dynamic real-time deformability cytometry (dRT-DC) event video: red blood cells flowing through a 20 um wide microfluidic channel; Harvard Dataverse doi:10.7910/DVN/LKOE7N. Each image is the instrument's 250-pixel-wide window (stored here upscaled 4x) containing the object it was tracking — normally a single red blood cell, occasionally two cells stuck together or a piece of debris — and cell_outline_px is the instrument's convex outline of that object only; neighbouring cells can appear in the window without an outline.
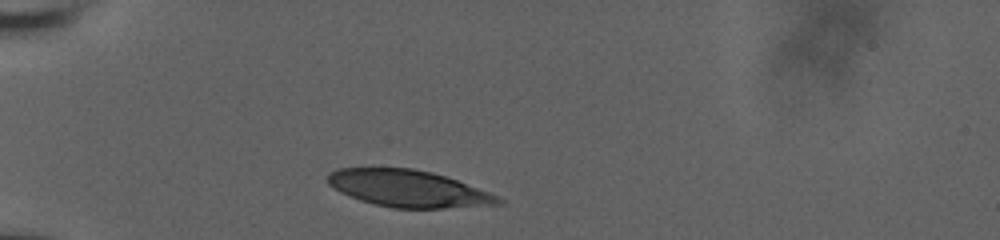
{"species": "human", "species_latin": "Homo sapiens", "temperature_condition": "room temperature", "stored_images_in_passage": 30, "camera_frame_rate_fps": 3000, "um_per_image_px": 0.085, "donor": {"sex": "male"}, "frame": {"image": 1, "passage_image": 1, "time_ms": 0.0, "image_size_px": [1000, 240], "cell_outline_px": [[504, 204], [444, 208], [392, 208], [360, 200], [340, 192], [328, 184], [328, 172], [336, 168], [412, 168], [432, 172], [456, 180], [488, 192], [504, 200]], "centroid_in_image_um": [34.68, 16.03], "position_along_channel_um": 50.3, "area_um2": 36.41}}
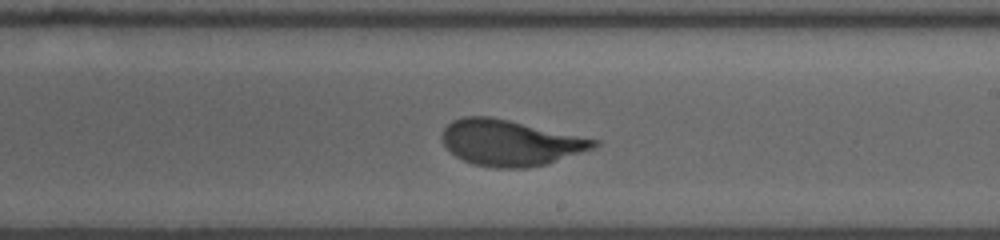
{"frame": {"image": 2, "passage_image": 16, "time_ms": 6.0, "image_size_px": [1000, 240], "cell_outline_px": [[600, 144], [592, 148], [548, 164], [528, 168], [496, 168], [472, 164], [456, 156], [444, 144], [440, 136], [444, 128], [452, 120], [464, 116], [488, 116], [508, 120], [600, 140]], "centroid_in_image_um": [43.35, 12.14], "position_along_channel_um": 245.7, "area_um2": 40.4}}
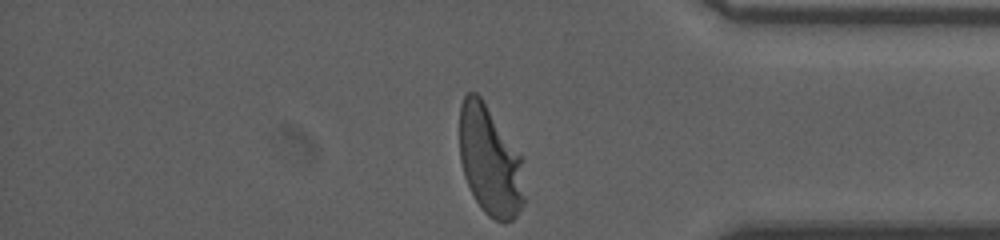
{"frame": {"image": 3, "passage_image": 29, "time_ms": 10.333, "image_size_px": [1000, 240], "cell_outline_px": [[524, 204], [516, 216], [512, 220], [504, 224], [488, 216], [480, 208], [464, 176], [460, 160], [460, 104], [464, 96], [468, 92], [476, 92], [480, 96], [524, 156]], "centroid_in_image_um": [41.69, 13.68], "position_along_channel_um": 393.5, "area_um2": 42.31}, "authors_computed_cell_mechanics": {"area_um2": 40.749, "velocity_mm_per_s": 3.7428, "shape_relaxation_time_tau1_ms": 3.6438, "shape_relaxation_time_tau2_ms": null, "deformation_change_tau1": 0.2121, "deformation_change_tau2": null}}